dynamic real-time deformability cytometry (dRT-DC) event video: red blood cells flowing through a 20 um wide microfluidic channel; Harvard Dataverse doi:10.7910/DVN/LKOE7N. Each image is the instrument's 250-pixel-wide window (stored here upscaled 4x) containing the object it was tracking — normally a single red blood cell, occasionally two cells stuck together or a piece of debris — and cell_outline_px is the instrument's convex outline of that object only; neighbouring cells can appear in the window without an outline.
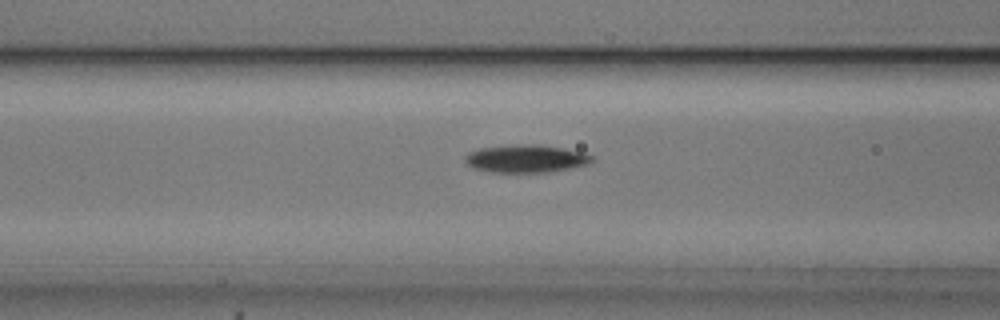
{"species": "common noctule bat (a hibernating species)", "species_latin": "Nyctalus noctula", "temperature_condition": "cold", "stored_images_in_passage": 52, "camera_frame_rate_fps": 3000, "um_per_image_px": 0.085, "animal": {"sex": "male", "body_mass_g": 20.5, "forearm_length_mm": 52.5}, "frame": {"image": 1, "passage_image": 21, "time_ms": 6.667, "image_size_px": [1000, 320], "cell_outline_px": [[596, 160], [588, 164], [548, 172], [492, 172], [472, 168], [464, 160], [464, 156], [468, 152], [480, 148], [520, 144], [540, 144], [580, 152], [592, 156]], "centroid_in_image_um": [44.67, 13.48], "position_along_channel_um": 121.9, "area_um2": 20.4}}
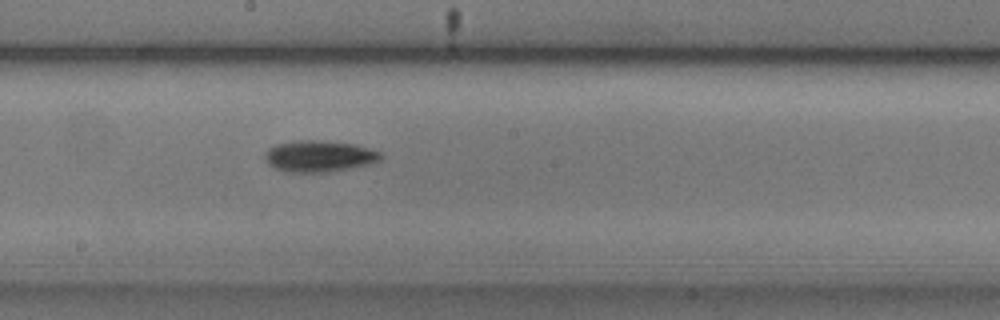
{"frame": {"image": 2, "passage_image": 29, "time_ms": 9.333, "image_size_px": [1000, 320], "cell_outline_px": [[384, 156], [380, 160], [372, 164], [352, 168], [328, 172], [284, 172], [268, 164], [264, 160], [264, 152], [268, 148], [276, 144], [300, 140], [320, 140], [356, 144], [380, 152]], "centroid_in_image_um": [27.13, 13.28], "position_along_channel_um": 221.1, "area_um2": 21.5}}
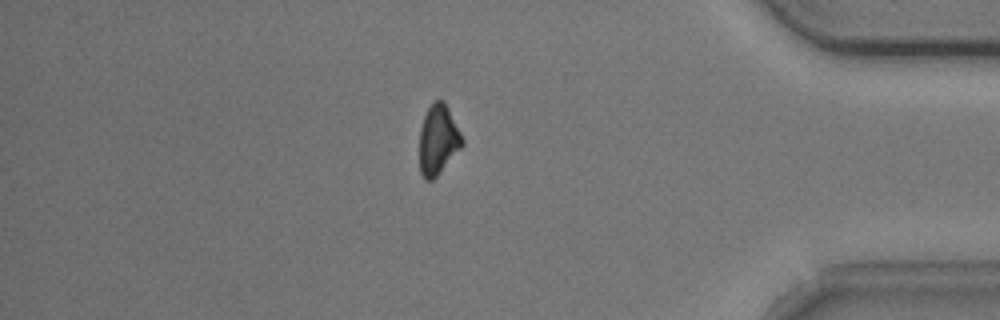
{"frame": {"image": 3, "passage_image": 46, "time_ms": 15.0, "image_size_px": [1000, 320], "cell_outline_px": [[464, 144], [436, 176], [432, 180], [424, 180], [420, 172], [420, 128], [424, 116], [428, 108], [436, 100], [444, 100], [464, 140]], "centroid_in_image_um": [37.23, 11.88], "position_along_channel_um": 398.0, "area_um2": 17.11}, "authors_computed_cell_mechanics": {"area_um2": 18.8139, "velocity_mm_per_s": 3.7131, "shape_relaxation_time_tau1_ms": 2.3137, "shape_relaxation_time_tau2_ms": null, "deformation_change_tau1": 0.1198, "deformation_change_tau2": null}}